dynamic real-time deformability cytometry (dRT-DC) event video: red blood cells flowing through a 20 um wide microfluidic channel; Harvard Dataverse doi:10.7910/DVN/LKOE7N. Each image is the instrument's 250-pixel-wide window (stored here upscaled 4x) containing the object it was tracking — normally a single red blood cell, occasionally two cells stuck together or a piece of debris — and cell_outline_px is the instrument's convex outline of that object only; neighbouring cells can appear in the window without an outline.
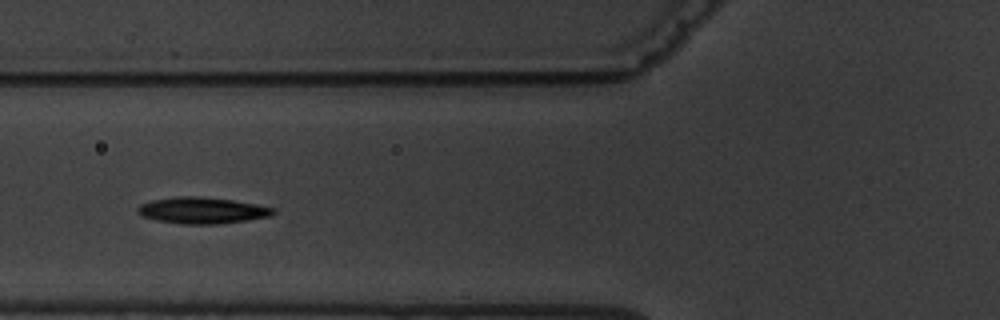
{"species": "common noctule bat (a hibernating species)", "species_latin": "Nyctalus noctula", "temperature_condition": "warm", "stored_images_in_passage": 16, "camera_frame_rate_fps": 3000, "um_per_image_px": 0.085, "animal": {"sex": "male", "body_mass_g": 19.5, "forearm_length_mm": 54.6}, "frame": {"image": 1, "passage_image": 7, "time_ms": 8.667, "image_size_px": [1000, 320], "cell_outline_px": [[276, 212], [272, 216], [216, 224], [180, 224], [156, 220], [140, 216], [136, 212], [136, 208], [140, 204], [152, 200], [176, 196], [196, 196], [232, 200], [256, 204], [276, 208]], "centroid_in_image_um": [17.14, 17.88], "position_along_channel_um": 108.7, "area_um2": 20.92}}
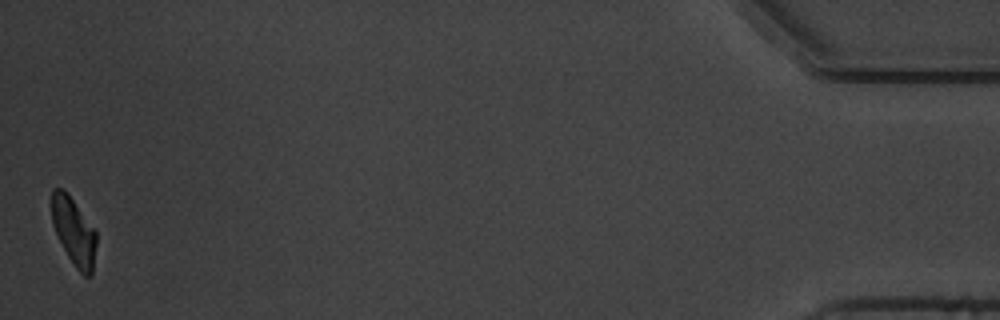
{"frame": {"image": 2, "passage_image": 16, "time_ms": 20.333, "image_size_px": [1000, 320], "cell_outline_px": [[96, 244], [92, 272], [88, 276], [84, 276], [76, 268], [68, 256], [52, 224], [52, 188], [64, 188], [96, 232]], "centroid_in_image_um": [6.26, 19.66], "position_along_channel_um": 428.9, "area_um2": 17.11}, "authors_computed_cell_mechanics": {"area_um2": 19.5653, "velocity_mm_per_s": 3.52, "shape_relaxation_time_tau1_ms": 3.2629, "shape_relaxation_time_tau2_ms": 6.2159, "deformation_change_tau1": 0.1461, "deformation_change_tau2": 0.1052}}